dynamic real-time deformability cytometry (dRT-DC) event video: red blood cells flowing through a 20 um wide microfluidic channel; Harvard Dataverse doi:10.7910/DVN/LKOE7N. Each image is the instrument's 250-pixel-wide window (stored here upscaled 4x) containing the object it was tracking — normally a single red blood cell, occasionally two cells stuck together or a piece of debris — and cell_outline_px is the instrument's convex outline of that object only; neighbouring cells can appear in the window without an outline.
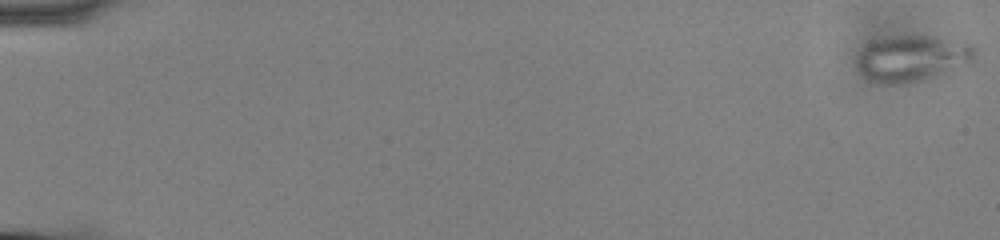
{"species": "common noctule bat (a hibernating species)", "species_latin": "Nyctalus noctula", "temperature_condition": "cold", "stored_images_in_passage": 2, "camera_frame_rate_fps": 3000, "um_per_image_px": 0.085, "animal": {"sex": "male", "body_mass_g": 13.0, "forearm_length_mm": 53.1}, "frame": {"image": 1, "passage_image": 1, "time_ms": 0.0, "image_size_px": [1000, 240], "cell_outline_px": [[976, 60], [972, 64], [912, 80], [888, 84], [864, 76], [856, 68], [856, 56], [872, 40], [884, 36], [928, 36], [972, 44], [976, 48]], "centroid_in_image_um": [77.53, 4.9], "position_along_channel_um": 7.5, "area_um2": 30.92}}